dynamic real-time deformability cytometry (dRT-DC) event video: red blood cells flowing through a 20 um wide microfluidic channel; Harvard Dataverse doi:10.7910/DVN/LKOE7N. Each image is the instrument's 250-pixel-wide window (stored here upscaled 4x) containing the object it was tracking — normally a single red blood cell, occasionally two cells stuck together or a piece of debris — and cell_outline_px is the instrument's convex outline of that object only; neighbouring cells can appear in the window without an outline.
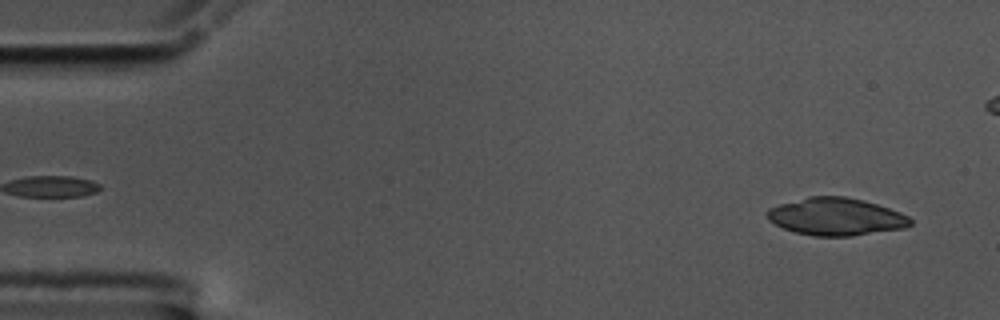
{"species": "common noctule bat (a hibernating species)", "species_latin": "Nyctalus noctula", "temperature_condition": "cold", "stored_images_in_passage": 12, "camera_frame_rate_fps": 3000, "um_per_image_px": 0.085, "animal": {"sex": "male", "body_mass_g": 17.5, "forearm_length_mm": 52.3}, "frame": {"image": 1, "passage_image": 3, "time_ms": 0.667, "image_size_px": [1000, 320], "cell_outline_px": [[912, 224], [904, 228], [852, 236], [812, 236], [796, 232], [784, 228], [768, 220], [764, 212], [768, 208], [780, 204], [808, 196], [844, 196], [864, 200], [900, 212], [908, 216], [912, 220]], "centroid_in_image_um": [71.04, 18.41], "position_along_channel_um": 14.0, "area_um2": 31.33}}